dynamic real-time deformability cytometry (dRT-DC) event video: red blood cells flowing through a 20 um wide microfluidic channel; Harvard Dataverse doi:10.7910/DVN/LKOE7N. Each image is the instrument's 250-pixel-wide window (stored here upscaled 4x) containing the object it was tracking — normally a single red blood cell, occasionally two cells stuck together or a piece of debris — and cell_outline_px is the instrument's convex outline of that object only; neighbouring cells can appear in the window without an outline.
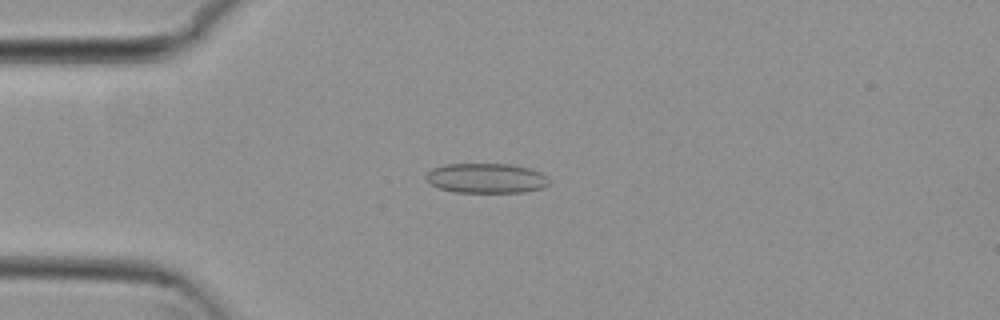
{"species": "common noctule bat (a hibernating species)", "species_latin": "Nyctalus noctula", "temperature_condition": "cold", "stored_images_in_passage": 54, "camera_frame_rate_fps": 3000, "um_per_image_px": 0.085, "animal": {"sex": "female", "body_mass_g": 29.2, "forearm_length_mm": 56.3}, "frame": {"image": 1, "passage_image": 14, "time_ms": 4.333, "image_size_px": [1000, 320], "cell_outline_px": [[548, 184], [544, 188], [524, 192], [456, 192], [440, 188], [424, 180], [424, 176], [432, 168], [444, 164], [512, 164], [528, 168], [540, 172], [548, 176]], "centroid_in_image_um": [41.32, 15.14], "position_along_channel_um": 43.7, "area_um2": 21.5}}
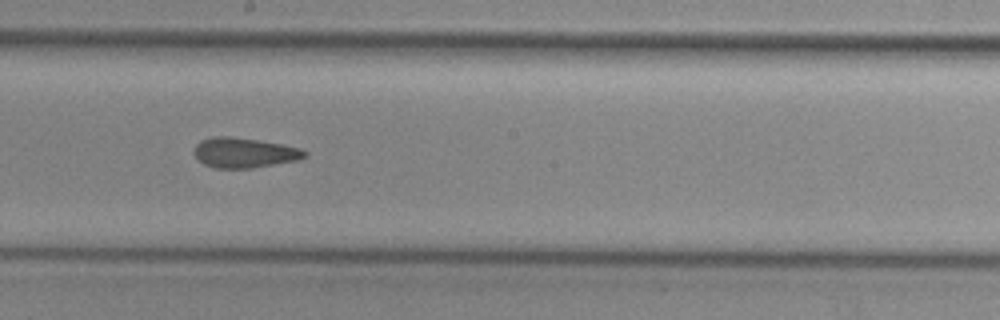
{"frame": {"image": 2, "passage_image": 30, "time_ms": 9.667, "image_size_px": [1000, 320], "cell_outline_px": [[308, 156], [300, 160], [252, 168], [216, 168], [204, 164], [192, 152], [196, 144], [200, 140], [212, 136], [228, 136], [256, 140], [280, 144], [300, 148], [308, 152]], "centroid_in_image_um": [20.77, 12.98], "position_along_channel_um": 227.4, "area_um2": 19.42}}
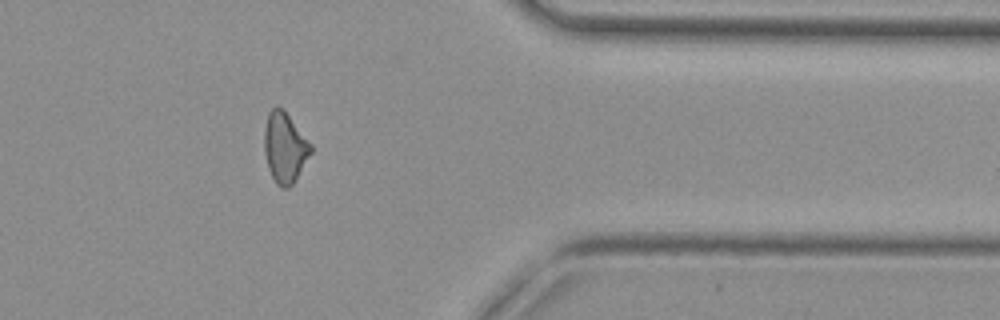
{"frame": {"image": 3, "passage_image": 44, "time_ms": 14.333, "image_size_px": [1000, 320], "cell_outline_px": [[312, 152], [296, 180], [288, 188], [280, 188], [276, 184], [268, 168], [264, 152], [264, 128], [268, 112], [276, 104], [284, 108], [312, 144]], "centroid_in_image_um": [24.21, 12.51], "position_along_channel_um": 387.2, "area_um2": 19.54}, "authors_computed_cell_mechanics": {"area_um2": 19.6809, "velocity_mm_per_s": 3.815, "shape_relaxation_time_tau1_ms": null, "shape_relaxation_time_tau2_ms": 3.9995, "deformation_change_tau1": null, "deformation_change_tau2": 0.1271}}